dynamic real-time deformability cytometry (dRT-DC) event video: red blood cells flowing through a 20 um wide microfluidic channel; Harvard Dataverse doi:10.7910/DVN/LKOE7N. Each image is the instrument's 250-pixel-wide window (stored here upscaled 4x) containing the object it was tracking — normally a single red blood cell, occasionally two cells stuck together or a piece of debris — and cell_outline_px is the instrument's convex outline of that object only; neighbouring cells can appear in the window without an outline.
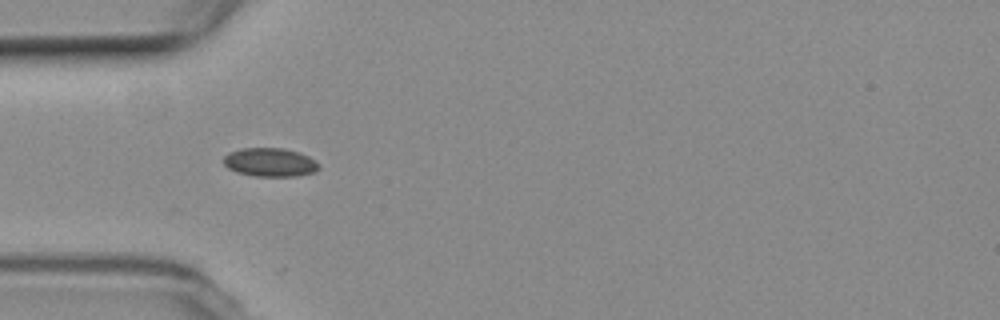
{"species": "common noctule bat (a hibernating species)", "species_latin": "Nyctalus noctula", "temperature_condition": "room temperature", "stored_images_in_passage": 4, "camera_frame_rate_fps": 3000, "um_per_image_px": 0.085, "animal": {"sex": "female", "body_mass_g": 19.3, "forearm_length_mm": 54.1}, "frame": {"image": 1, "passage_image": 3, "time_ms": 5.333, "image_size_px": [1000, 320], "cell_outline_px": [[320, 168], [316, 172], [296, 176], [256, 176], [236, 172], [228, 168], [224, 164], [224, 156], [228, 152], [240, 148], [284, 148], [308, 156], [320, 164]], "centroid_in_image_um": [22.95, 13.79], "position_along_channel_um": 62.0, "area_um2": 15.95}}
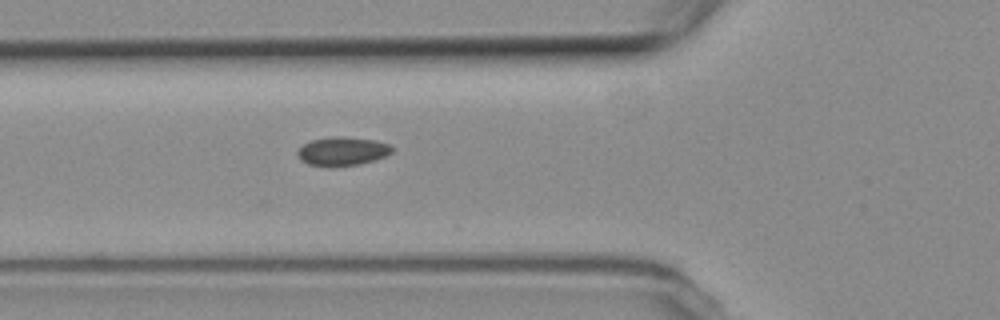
{"frame": {"image": 2, "passage_image": 4, "time_ms": 6.333, "image_size_px": [1000, 320], "cell_outline_px": [[392, 152], [384, 156], [372, 160], [356, 164], [308, 164], [300, 160], [296, 152], [304, 144], [312, 140], [336, 136], [344, 136], [372, 140], [388, 144], [392, 148]], "centroid_in_image_um": [29.08, 12.81], "position_along_channel_um": 96.7, "area_um2": 14.97}}